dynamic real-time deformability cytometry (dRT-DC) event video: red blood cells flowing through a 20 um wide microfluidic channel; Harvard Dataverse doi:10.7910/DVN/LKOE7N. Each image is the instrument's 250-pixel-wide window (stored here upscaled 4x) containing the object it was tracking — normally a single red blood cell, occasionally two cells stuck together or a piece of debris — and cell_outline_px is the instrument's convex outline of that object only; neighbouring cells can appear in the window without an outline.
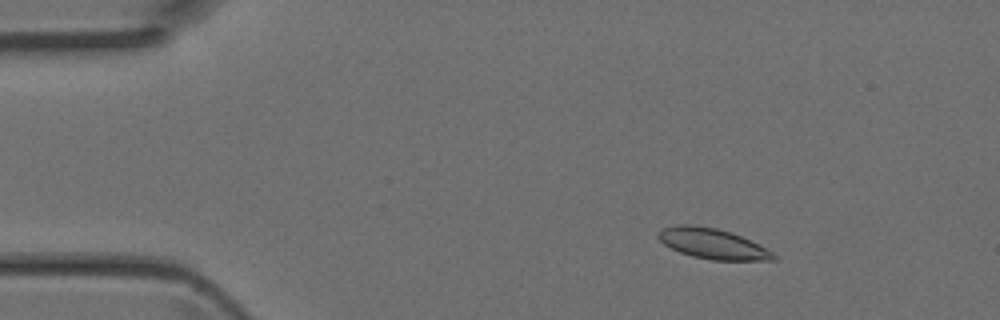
{"species": "Egyptian fruit bat (a non-hibernating species)", "species_latin": "Rousettus aegyptiacus", "temperature_condition": "room temperature", "stored_images_in_passage": 5, "camera_frame_rate_fps": 3000, "um_per_image_px": 0.085, "animal": {"sex": "female"}, "frame": {"image": 1, "passage_image": 2, "time_ms": 0.333, "image_size_px": [1000, 320], "cell_outline_px": [[776, 260], [712, 260], [692, 256], [680, 252], [664, 244], [656, 236], [656, 232], [664, 228], [680, 224], [692, 224], [716, 228], [732, 232], [772, 252], [776, 256]], "centroid_in_image_um": [60.52, 20.7], "position_along_channel_um": 24.5, "area_um2": 20.17}}